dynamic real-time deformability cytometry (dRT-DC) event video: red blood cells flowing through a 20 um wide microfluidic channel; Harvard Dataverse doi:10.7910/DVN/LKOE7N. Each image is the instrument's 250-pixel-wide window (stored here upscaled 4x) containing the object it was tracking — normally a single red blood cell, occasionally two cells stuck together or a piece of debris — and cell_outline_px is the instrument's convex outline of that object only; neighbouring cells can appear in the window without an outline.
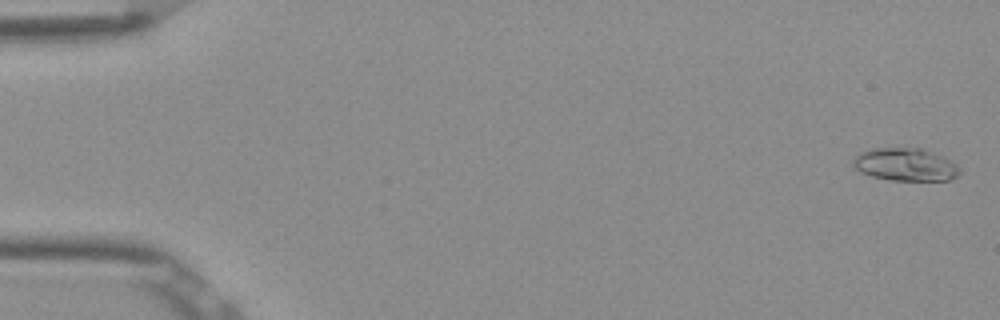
{"species": "Egyptian fruit bat (a non-hibernating species)", "species_latin": "Rousettus aegyptiacus", "temperature_condition": "room temperature", "stored_images_in_passage": 5, "camera_frame_rate_fps": 3000, "um_per_image_px": 0.085, "frame": {"image": 1, "passage_image": 1, "time_ms": 0.0, "image_size_px": [1000, 320], "cell_outline_px": [[960, 172], [956, 176], [948, 180], [892, 180], [872, 176], [860, 172], [852, 164], [852, 160], [860, 152], [876, 148], [920, 148], [944, 156], [956, 164], [960, 168]], "centroid_in_image_um": [76.96, 13.98], "position_along_channel_um": 8.0, "area_um2": 20.23}}